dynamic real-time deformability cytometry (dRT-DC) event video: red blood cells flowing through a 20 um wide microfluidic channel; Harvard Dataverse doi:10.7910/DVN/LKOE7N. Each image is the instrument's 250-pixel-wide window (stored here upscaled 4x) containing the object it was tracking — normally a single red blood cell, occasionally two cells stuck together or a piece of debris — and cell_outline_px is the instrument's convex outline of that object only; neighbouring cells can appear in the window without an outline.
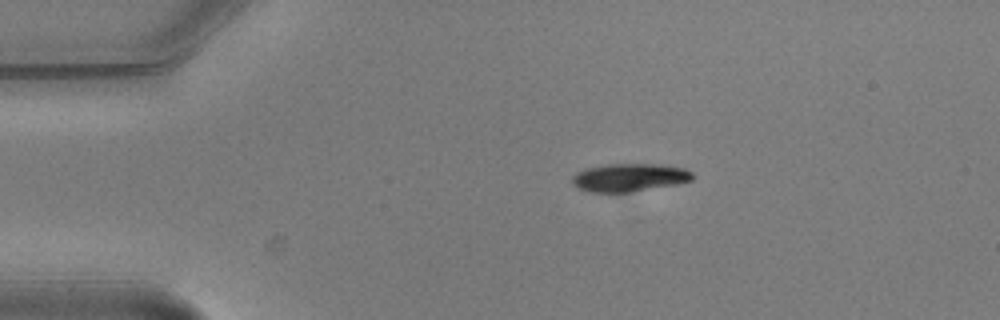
{"species": "common noctule bat (a hibernating species)", "species_latin": "Nyctalus noctula", "temperature_condition": "warm", "stored_images_in_passage": 5, "camera_frame_rate_fps": 3000, "um_per_image_px": 0.085, "animal": {"sex": "male", "body_mass_g": 20.5, "forearm_length_mm": 52.5}, "frame": {"image": 1, "passage_image": 1, "time_ms": 0.0, "image_size_px": [1000, 320], "cell_outline_px": [[696, 176], [692, 180], [676, 184], [628, 192], [592, 192], [580, 188], [572, 184], [572, 176], [576, 172], [588, 168], [608, 164], [660, 164], [684, 168], [692, 172]], "centroid_in_image_um": [53.52, 15.08], "position_along_channel_um": 31.5, "area_um2": 19.54}}
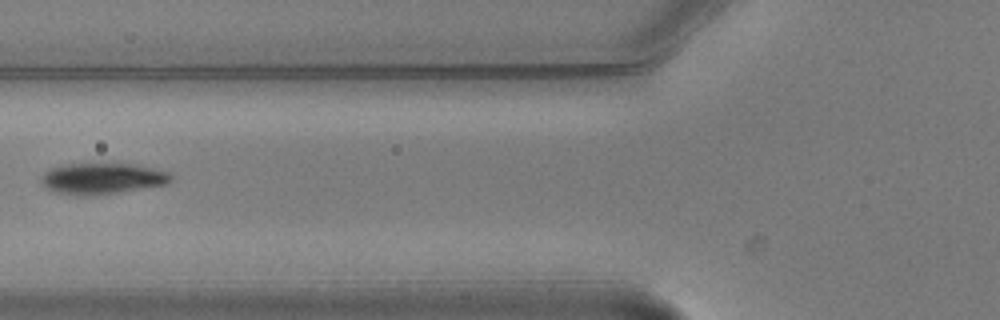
{"frame": {"image": 2, "passage_image": 4, "time_ms": 1.0, "image_size_px": [1000, 320], "cell_outline_px": [[172, 180], [168, 184], [116, 192], [88, 196], [76, 196], [56, 192], [48, 188], [40, 180], [40, 176], [44, 172], [60, 164], [108, 160], [116, 160], [136, 164], [168, 172], [172, 176]], "centroid_in_image_um": [8.67, 15.1], "position_along_channel_um": 117.1, "area_um2": 24.62}}
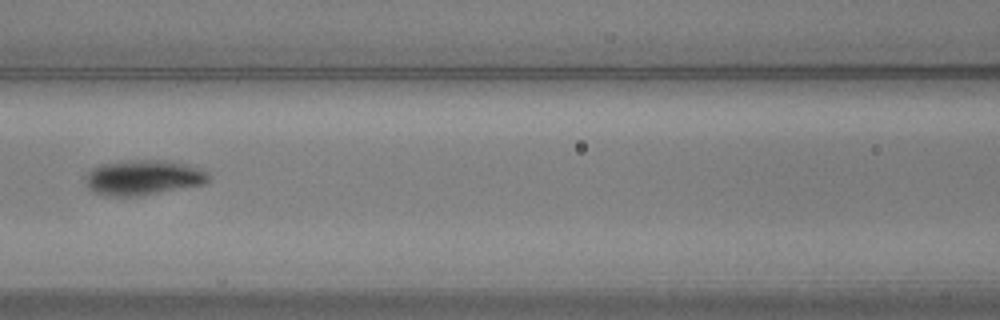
{"frame": {"image": 3, "passage_image": 5, "time_ms": 1.333, "image_size_px": [1000, 320], "cell_outline_px": [[208, 180], [204, 184], [140, 196], [108, 196], [96, 192], [88, 188], [84, 184], [88, 172], [92, 168], [100, 164], [128, 160], [172, 160], [196, 168], [204, 172], [208, 176]], "centroid_in_image_um": [12.12, 15.09], "position_along_channel_um": 154.5, "area_um2": 25.03}}